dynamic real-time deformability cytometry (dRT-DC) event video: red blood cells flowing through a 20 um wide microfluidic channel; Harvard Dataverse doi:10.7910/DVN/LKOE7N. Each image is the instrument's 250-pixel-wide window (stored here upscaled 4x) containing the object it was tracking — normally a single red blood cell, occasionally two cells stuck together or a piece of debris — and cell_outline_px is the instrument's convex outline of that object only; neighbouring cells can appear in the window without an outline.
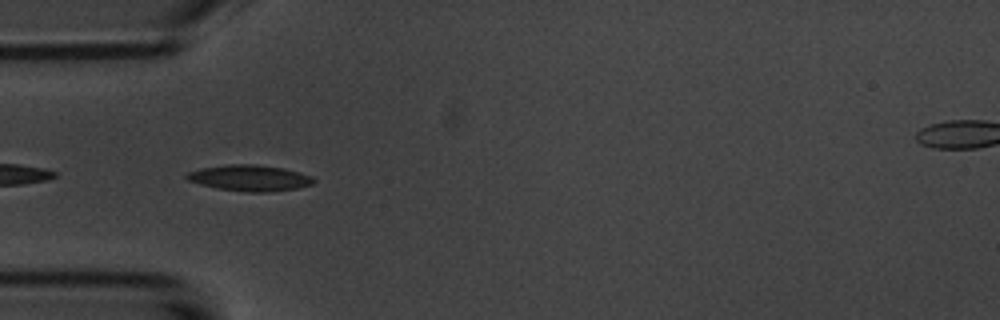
{"species": "common noctule bat (a hibernating species)", "species_latin": "Nyctalus noctula", "temperature_condition": "room temperature", "stored_images_in_passage": 5, "camera_frame_rate_fps": 3000, "um_per_image_px": 0.085, "animal": {"sex": "male", "body_mass_g": 20.1, "forearm_length_mm": 53.5}, "frame": {"image": 1, "passage_image": 4, "time_ms": 3.667, "image_size_px": [1000, 320], "cell_outline_px": [[316, 180], [312, 184], [296, 188], [268, 192], [248, 192], [216, 188], [200, 184], [188, 180], [184, 176], [188, 172], [200, 168], [228, 164], [256, 164], [284, 168], [312, 176]], "centroid_in_image_um": [21.21, 15.12], "position_along_channel_um": 63.8, "area_um2": 19.25}}